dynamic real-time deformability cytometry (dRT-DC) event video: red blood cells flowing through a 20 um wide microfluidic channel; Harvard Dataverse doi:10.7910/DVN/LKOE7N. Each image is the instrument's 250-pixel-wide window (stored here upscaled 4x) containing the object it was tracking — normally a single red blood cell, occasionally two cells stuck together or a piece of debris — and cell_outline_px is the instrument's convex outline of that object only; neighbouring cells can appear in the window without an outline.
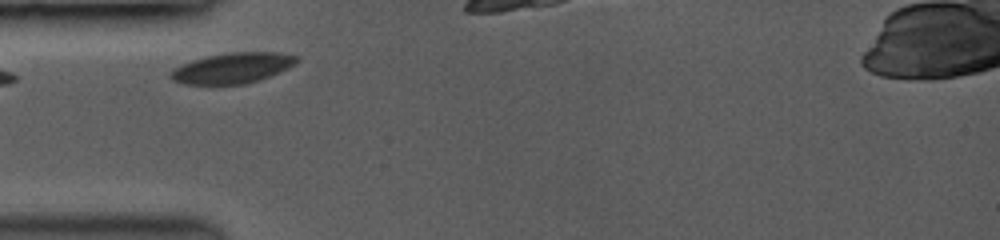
{"species": "common noctule bat (a hibernating species)", "species_latin": "Nyctalus noctula", "temperature_condition": "room temperature", "stored_images_in_passage": 9, "camera_frame_rate_fps": 3500, "um_per_image_px": 0.085, "animal": {"sex": "female", "body_mass_g": 19.0, "forearm_length_mm": 53.3}, "frame": {"image": 1, "passage_image": 1, "time_ms": 0.0, "image_size_px": [1000, 240], "cell_outline_px": [[300, 56], [292, 64], [268, 76], [244, 84], [184, 84], [172, 80], [168, 76], [168, 72], [180, 64], [204, 56], [232, 52], [280, 52]], "centroid_in_image_um": [19.65, 5.77], "position_along_channel_um": 65.4, "area_um2": 22.2}}